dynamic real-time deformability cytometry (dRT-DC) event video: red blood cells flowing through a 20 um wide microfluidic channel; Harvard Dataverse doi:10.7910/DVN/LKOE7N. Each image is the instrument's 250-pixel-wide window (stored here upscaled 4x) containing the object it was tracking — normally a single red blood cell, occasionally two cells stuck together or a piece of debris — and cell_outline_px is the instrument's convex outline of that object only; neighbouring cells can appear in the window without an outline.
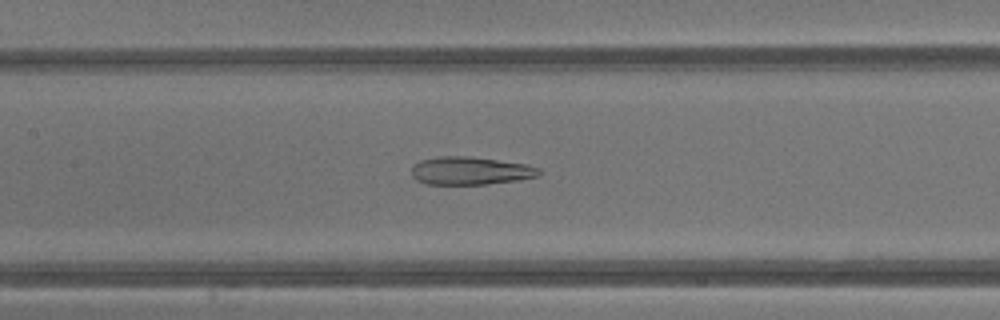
{"species": "common noctule bat (a hibernating species)", "species_latin": "Nyctalus noctula", "temperature_condition": "warm", "stored_images_in_passage": 43, "camera_frame_rate_fps": 3000, "um_per_image_px": 0.085, "animal": {"sex": "male", "body_mass_g": 13.3}, "frame": {"image": 1, "passage_image": 21, "time_ms": 6.667, "image_size_px": [1000, 320], "cell_outline_px": [[540, 176], [516, 180], [484, 184], [428, 184], [416, 180], [412, 176], [412, 164], [420, 160], [440, 156], [468, 156], [528, 164], [540, 168]], "centroid_in_image_um": [39.97, 14.51], "position_along_channel_um": 167.4, "area_um2": 20.81}}
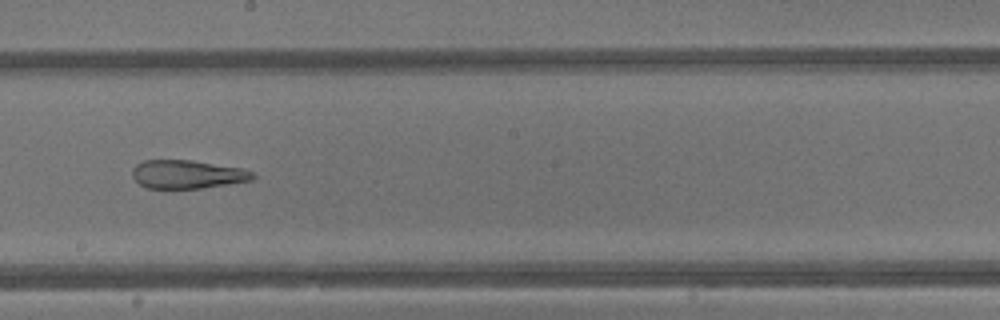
{"frame": {"image": 2, "passage_image": 25, "time_ms": 8.0, "image_size_px": [1000, 320], "cell_outline_px": [[256, 176], [252, 180], [228, 184], [200, 188], [148, 188], [140, 184], [132, 176], [132, 168], [136, 164], [144, 160], [192, 160], [240, 168], [252, 172]], "centroid_in_image_um": [15.9, 14.81], "position_along_channel_um": 232.3, "area_um2": 19.83}}
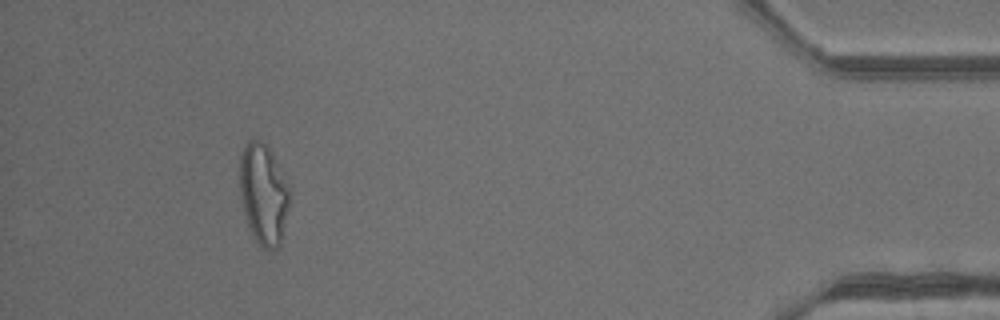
{"frame": {"image": 3, "passage_image": 40, "time_ms": 13.0, "image_size_px": [1000, 320], "cell_outline_px": [[288, 208], [280, 244], [276, 248], [264, 248], [256, 240], [248, 224], [244, 212], [240, 196], [240, 156], [244, 144], [248, 140], [260, 140], [268, 144], [272, 152], [288, 188]], "centroid_in_image_um": [22.36, 16.43], "position_along_channel_um": 412.8, "area_um2": 28.67}, "authors_computed_cell_mechanics": {"area_um2": 27.8596, "velocity_mm_per_s": 4.896, "shape_relaxation_time_tau1_ms": null, "shape_relaxation_time_tau2_ms": 1.9468, "deformation_change_tau1": null, "deformation_change_tau2": 0.1345}}